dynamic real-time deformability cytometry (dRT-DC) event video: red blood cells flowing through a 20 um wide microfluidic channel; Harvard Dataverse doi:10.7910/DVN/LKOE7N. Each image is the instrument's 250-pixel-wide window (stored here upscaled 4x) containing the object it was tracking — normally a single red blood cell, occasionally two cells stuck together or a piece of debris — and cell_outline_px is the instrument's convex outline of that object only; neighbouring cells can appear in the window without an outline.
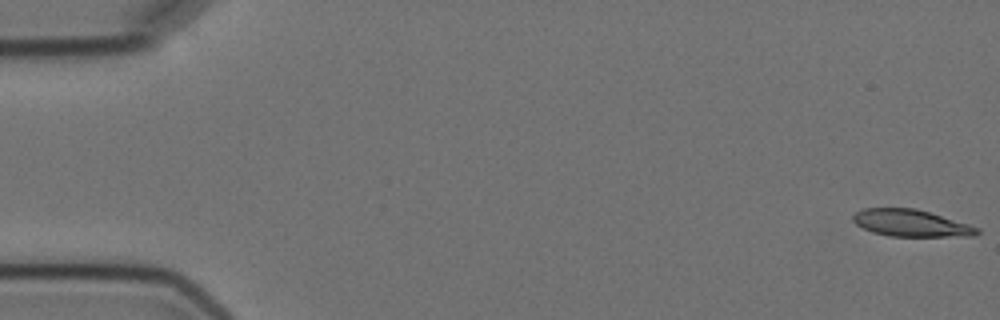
{"species": "Egyptian fruit bat (a non-hibernating species)", "species_latin": "Rousettus aegyptiacus", "temperature_condition": "cold", "stored_images_in_passage": 6, "camera_frame_rate_fps": 3000, "um_per_image_px": 0.085, "animal": {"sex": "female"}, "frame": {"image": 1, "passage_image": 1, "time_ms": 0.0, "image_size_px": [1000, 320], "cell_outline_px": [[980, 232], [976, 236], [888, 236], [872, 232], [856, 224], [852, 220], [852, 216], [856, 212], [864, 208], [916, 208], [968, 224], [980, 228]], "centroid_in_image_um": [77.43, 18.97], "position_along_channel_um": 7.6, "area_um2": 19.42}}
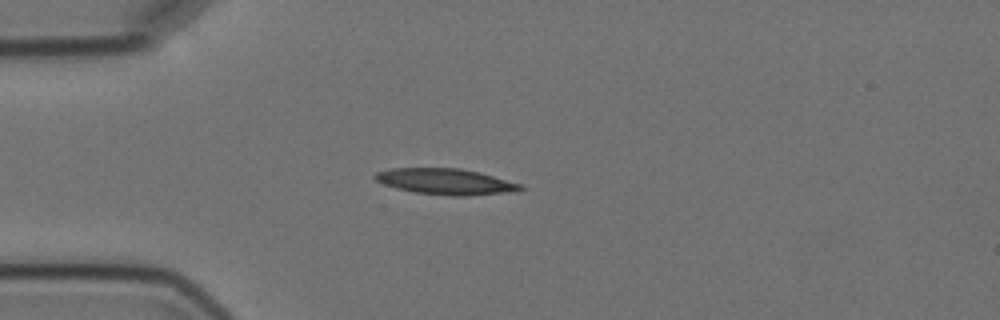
{"frame": {"image": 2, "passage_image": 5, "time_ms": 4.667, "image_size_px": [1000, 320], "cell_outline_px": [[524, 188], [516, 192], [468, 196], [448, 196], [412, 192], [396, 188], [384, 184], [376, 180], [372, 176], [376, 172], [392, 168], [460, 168], [480, 172], [520, 184]], "centroid_in_image_um": [37.88, 15.44], "position_along_channel_um": 47.1, "area_um2": 22.2}}